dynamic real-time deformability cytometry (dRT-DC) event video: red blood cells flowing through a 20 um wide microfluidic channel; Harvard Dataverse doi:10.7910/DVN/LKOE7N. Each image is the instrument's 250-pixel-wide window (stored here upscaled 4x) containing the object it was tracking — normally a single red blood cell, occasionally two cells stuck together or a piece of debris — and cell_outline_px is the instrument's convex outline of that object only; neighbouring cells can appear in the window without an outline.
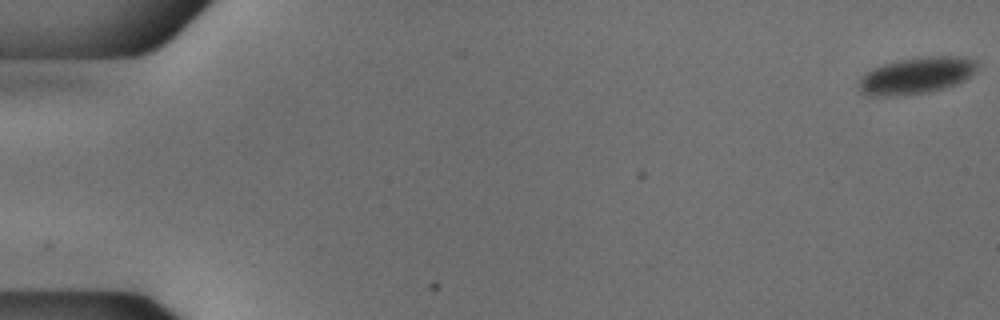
{"species": "common noctule bat (a hibernating species)", "species_latin": "Nyctalus noctula", "temperature_condition": "cold", "stored_images_in_passage": 14, "camera_frame_rate_fps": 3000, "um_per_image_px": 0.085, "animal": {"sex": "male", "body_mass_g": 18.8}, "frame": {"image": 1, "passage_image": 1, "time_ms": 0.0, "image_size_px": [1000, 320], "cell_outline_px": [[976, 68], [964, 80], [956, 84], [944, 88], [928, 92], [900, 96], [868, 96], [860, 92], [860, 80], [872, 68], [884, 64], [900, 60], [928, 56], [960, 56], [976, 60]], "centroid_in_image_um": [77.89, 6.43], "position_along_channel_um": 7.1, "area_um2": 24.97}}
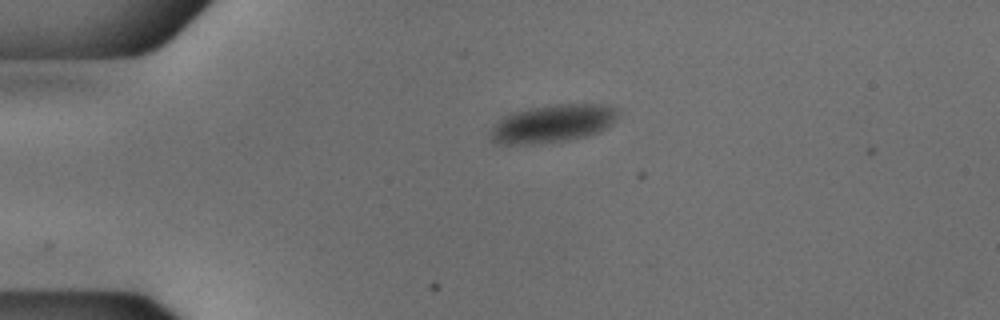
{"frame": {"image": 2, "passage_image": 13, "time_ms": 4.0, "image_size_px": [1000, 320], "cell_outline_px": [[616, 116], [600, 132], [588, 136], [568, 140], [544, 144], [500, 144], [492, 140], [492, 128], [504, 116], [528, 108], [556, 104], [604, 104], [616, 108]], "centroid_in_image_um": [46.97, 10.51], "position_along_channel_um": 38.0, "area_um2": 27.8}}